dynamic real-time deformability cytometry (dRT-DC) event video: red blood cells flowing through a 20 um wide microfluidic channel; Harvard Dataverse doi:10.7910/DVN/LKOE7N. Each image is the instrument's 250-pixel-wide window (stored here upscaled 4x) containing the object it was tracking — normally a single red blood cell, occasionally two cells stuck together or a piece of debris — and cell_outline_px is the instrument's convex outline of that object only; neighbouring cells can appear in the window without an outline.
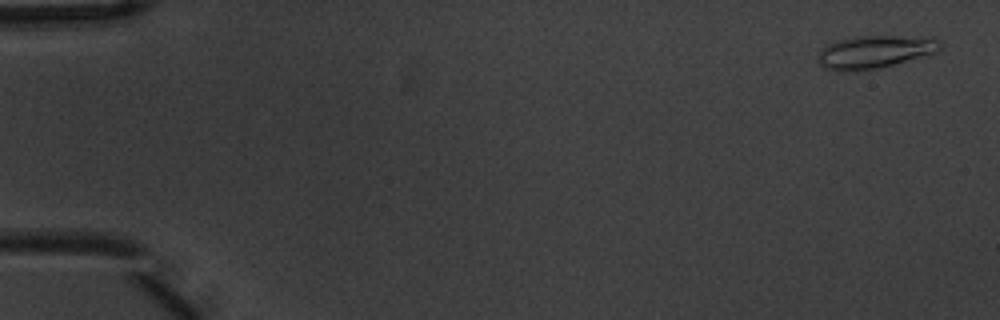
{"species": "common noctule bat (a hibernating species)", "species_latin": "Nyctalus noctula", "temperature_condition": "warm", "stored_images_in_passage": 6, "camera_frame_rate_fps": 3000, "um_per_image_px": 0.085, "animal": {"sex": "male", "body_mass_g": 20.1, "forearm_length_mm": 53.5}, "frame": {"image": 1, "passage_image": 1, "time_ms": 0.0, "image_size_px": [1000, 320], "cell_outline_px": [[944, 44], [936, 52], [892, 64], [876, 68], [824, 68], [816, 60], [820, 52], [828, 44], [836, 40], [856, 36], [932, 36], [940, 40]], "centroid_in_image_um": [74.45, 4.33], "position_along_channel_um": 10.6, "area_um2": 22.6}}